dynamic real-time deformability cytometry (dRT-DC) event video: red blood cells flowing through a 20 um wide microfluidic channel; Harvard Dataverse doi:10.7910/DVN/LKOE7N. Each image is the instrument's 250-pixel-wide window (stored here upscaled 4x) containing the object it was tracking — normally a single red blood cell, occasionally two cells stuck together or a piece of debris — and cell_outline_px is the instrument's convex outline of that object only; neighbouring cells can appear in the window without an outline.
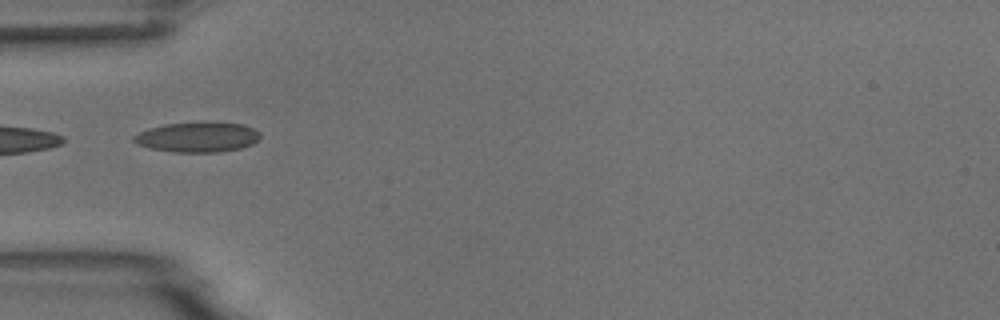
{"species": "common noctule bat (a hibernating species)", "species_latin": "Nyctalus noctula", "temperature_condition": "room temperature", "stored_images_in_passage": 10, "camera_frame_rate_fps": 3000, "um_per_image_px": 0.085, "animal": {"sex": "male", "body_mass_g": 18.8}, "frame": {"image": 1, "passage_image": 5, "time_ms": 4.667, "image_size_px": [1000, 320], "cell_outline_px": [[260, 136], [252, 144], [240, 148], [220, 152], [172, 152], [148, 148], [136, 144], [132, 140], [132, 136], [140, 132], [164, 124], [200, 120], [208, 120], [244, 124], [260, 132]], "centroid_in_image_um": [16.78, 11.62], "position_along_channel_um": 68.2, "area_um2": 22.77}}
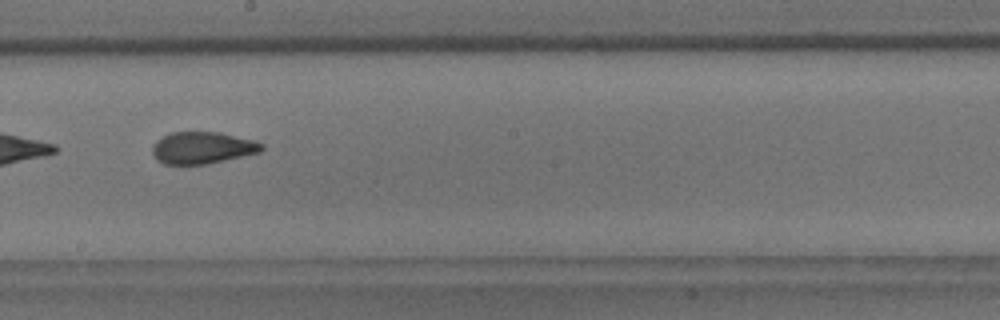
{"frame": {"image": 2, "passage_image": 9, "time_ms": 9.0, "image_size_px": [1000, 320], "cell_outline_px": [[264, 148], [260, 152], [224, 160], [204, 164], [164, 164], [156, 160], [152, 152], [152, 144], [156, 140], [172, 132], [220, 132], [252, 140], [264, 144]], "centroid_in_image_um": [17.17, 12.56], "position_along_channel_um": 231.0, "area_um2": 20.23}}